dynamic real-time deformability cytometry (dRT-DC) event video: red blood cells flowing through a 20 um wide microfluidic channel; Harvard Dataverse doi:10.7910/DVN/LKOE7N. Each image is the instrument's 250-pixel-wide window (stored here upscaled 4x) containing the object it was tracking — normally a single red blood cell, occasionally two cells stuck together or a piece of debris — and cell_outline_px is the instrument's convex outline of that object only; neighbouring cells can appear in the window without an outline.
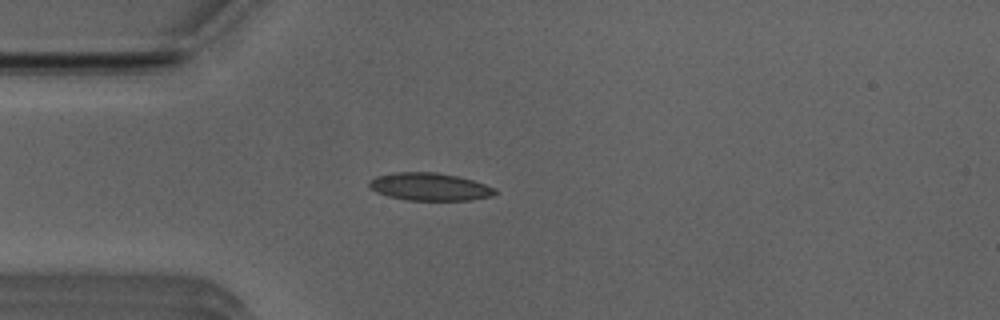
{"species": "Egyptian fruit bat (a non-hibernating species)", "species_latin": "Rousettus aegyptiacus", "temperature_condition": "room temperature", "stored_images_in_passage": 39, "camera_frame_rate_fps": 3000, "um_per_image_px": 0.085, "animal": {"sex": "male"}, "frame": {"image": 1, "passage_image": 1, "time_ms": 0.0, "image_size_px": [1000, 320], "cell_outline_px": [[496, 192], [492, 196], [472, 200], [408, 200], [388, 196], [376, 192], [368, 188], [368, 180], [376, 176], [396, 172], [436, 172], [456, 176], [472, 180], [496, 188]], "centroid_in_image_um": [36.48, 15.87], "position_along_channel_um": 48.5, "area_um2": 20.35}}
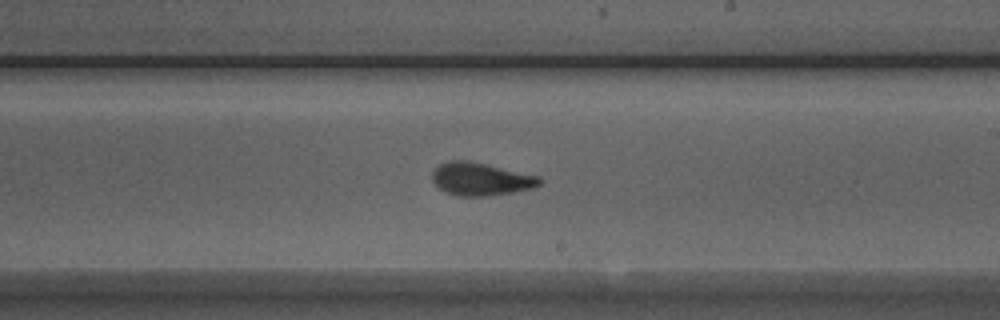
{"frame": {"image": 2, "passage_image": 17, "time_ms": 5.333, "image_size_px": [1000, 320], "cell_outline_px": [[544, 180], [536, 188], [488, 196], [456, 196], [444, 192], [432, 180], [432, 172], [440, 164], [448, 160], [468, 160], [540, 176]], "centroid_in_image_um": [40.89, 15.22], "position_along_channel_um": 248.1, "area_um2": 20.75}}
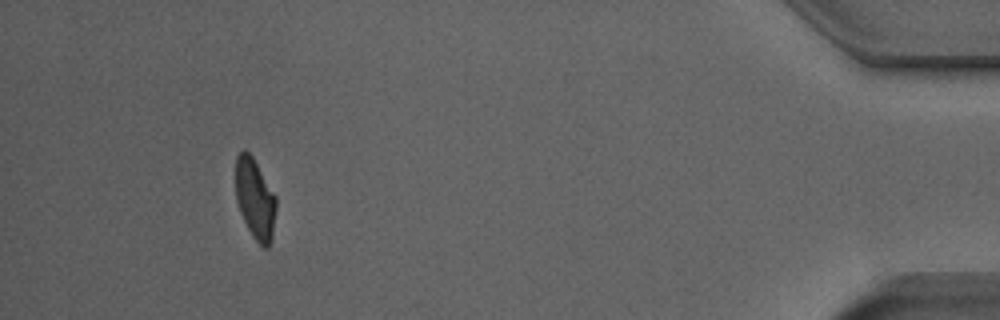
{"frame": {"image": 3, "passage_image": 35, "time_ms": 11.333, "image_size_px": [1000, 320], "cell_outline_px": [[276, 208], [272, 236], [268, 248], [264, 248], [252, 236], [240, 212], [236, 200], [236, 156], [244, 148], [252, 156], [276, 196]], "centroid_in_image_um": [21.68, 16.89], "position_along_channel_um": 413.5, "area_um2": 18.84}, "authors_computed_cell_mechanics": {"area_um2": 20.1144, "velocity_mm_per_s": 3.9392, "shape_relaxation_time_tau1_ms": 3.4138, "shape_relaxation_time_tau2_ms": 1.6181, "deformation_change_tau1": 0.132, "deformation_change_tau2": 0.0725}}